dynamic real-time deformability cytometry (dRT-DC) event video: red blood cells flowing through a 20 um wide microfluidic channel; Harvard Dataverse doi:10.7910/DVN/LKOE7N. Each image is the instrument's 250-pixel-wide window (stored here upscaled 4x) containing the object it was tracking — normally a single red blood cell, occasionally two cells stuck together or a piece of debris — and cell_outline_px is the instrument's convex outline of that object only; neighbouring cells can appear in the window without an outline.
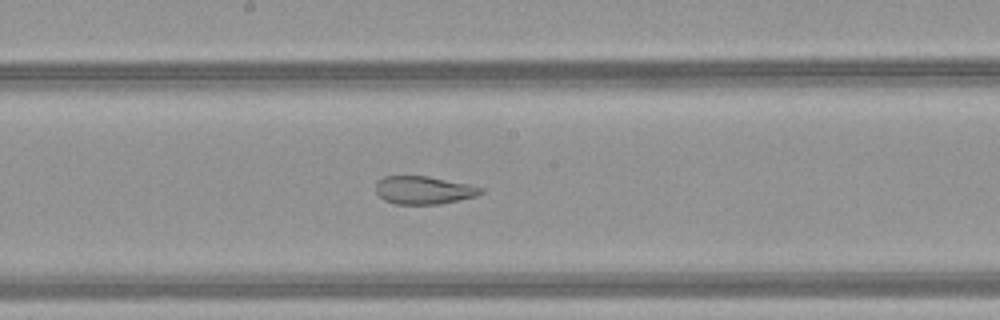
{"species": "common noctule bat (a hibernating species)", "species_latin": "Nyctalus noctula", "temperature_condition": "warm", "stored_images_in_passage": 34, "camera_frame_rate_fps": 3000, "um_per_image_px": 0.085, "animal": {"sex": "female", "body_mass_g": 21.9}, "frame": {"image": 1, "passage_image": 12, "time_ms": 3.667, "image_size_px": [1000, 320], "cell_outline_px": [[484, 192], [476, 196], [440, 204], [396, 204], [384, 200], [376, 192], [376, 180], [384, 176], [428, 176], [468, 184], [484, 188]], "centroid_in_image_um": [36.0, 16.16], "position_along_channel_um": 212.2, "area_um2": 17.17}}
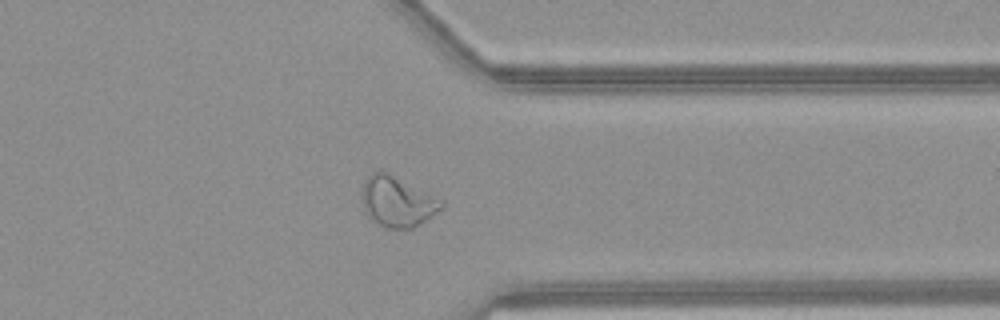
{"frame": {"image": 2, "passage_image": 24, "time_ms": 7.667, "image_size_px": [1000, 320], "cell_outline_px": [[444, 208], [412, 228], [384, 228], [372, 220], [368, 216], [364, 208], [364, 180], [376, 168], [388, 172], [444, 200]], "centroid_in_image_um": [33.8, 17.11], "position_along_channel_um": 377.6, "area_um2": 23.29}}
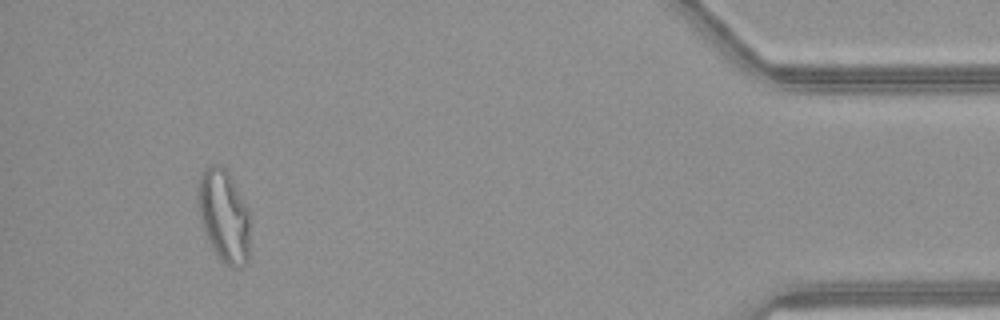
{"frame": {"image": 3, "passage_image": 31, "time_ms": 10.0, "image_size_px": [1000, 320], "cell_outline_px": [[248, 260], [240, 268], [232, 268], [212, 248], [208, 240], [200, 220], [196, 188], [200, 176], [204, 168], [212, 164], [220, 164], [228, 168], [248, 208]], "centroid_in_image_um": [19.01, 18.25], "position_along_channel_um": 416.2, "area_um2": 28.21}, "authors_computed_cell_mechanics": {"area_um2": 20.2011, "velocity_mm_per_s": 4.204, "shape_relaxation_time_tau1_ms": null, "shape_relaxation_time_tau2_ms": 1.0616, "deformation_change_tau1": null, "deformation_change_tau2": 0.0816}}